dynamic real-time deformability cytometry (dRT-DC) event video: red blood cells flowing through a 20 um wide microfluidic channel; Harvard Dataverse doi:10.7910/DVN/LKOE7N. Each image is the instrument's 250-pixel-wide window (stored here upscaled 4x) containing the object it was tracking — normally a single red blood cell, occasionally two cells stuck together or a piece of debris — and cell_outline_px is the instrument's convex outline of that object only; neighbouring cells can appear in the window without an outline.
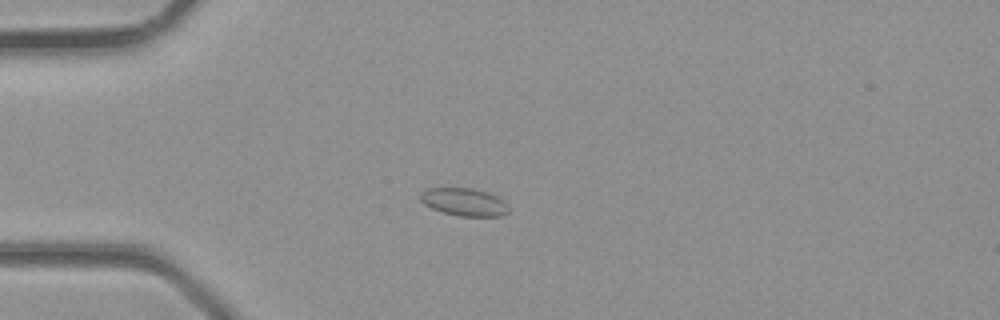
{"species": "common noctule bat (a hibernating species)", "species_latin": "Nyctalus noctula", "temperature_condition": "room temperature", "stored_images_in_passage": 3, "camera_frame_rate_fps": 3000, "um_per_image_px": 0.085, "animal": {"sex": "male", "body_mass_g": 23.1, "forearm_length_mm": 52.7}, "frame": {"image": 1, "passage_image": 3, "time_ms": 0.667, "image_size_px": [1000, 320], "cell_outline_px": [[508, 212], [500, 216], [460, 216], [444, 212], [432, 208], [424, 204], [420, 200], [420, 192], [428, 188], [472, 188], [488, 192], [504, 200], [508, 204]], "centroid_in_image_um": [39.46, 17.16], "position_along_channel_um": 45.5, "area_um2": 14.28}}